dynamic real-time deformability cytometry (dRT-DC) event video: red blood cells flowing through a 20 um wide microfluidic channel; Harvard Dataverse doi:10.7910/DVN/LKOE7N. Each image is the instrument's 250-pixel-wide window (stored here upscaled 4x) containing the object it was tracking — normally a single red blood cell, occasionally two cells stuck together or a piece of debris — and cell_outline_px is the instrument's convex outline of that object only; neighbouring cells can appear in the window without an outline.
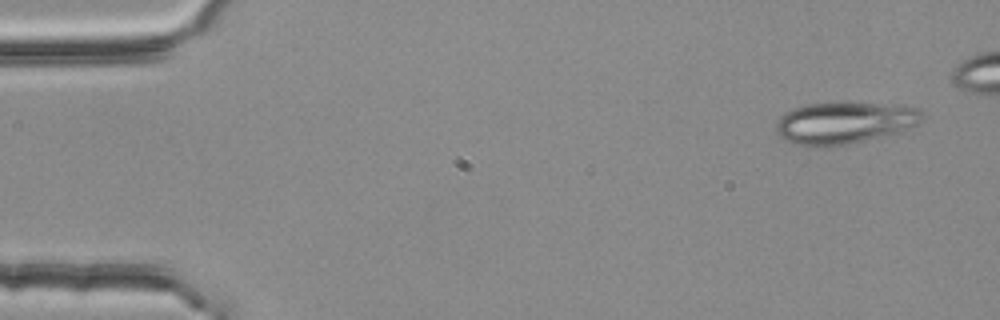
{"species": "common noctule bat (a hibernating species)", "species_latin": "Nyctalus noctula", "temperature_condition": "room temperature", "stored_images_in_passage": 47, "camera_frame_rate_fps": 3000, "um_per_image_px": 0.085, "animal": {"sex": "female", "body_mass_g": 25.1}, "frame": {"image": 1, "passage_image": 1, "time_ms": 0.0, "image_size_px": [1000, 320], "cell_outline_px": [[924, 120], [920, 124], [864, 140], [848, 144], [824, 148], [816, 148], [792, 144], [784, 140], [776, 132], [776, 120], [780, 116], [796, 108], [808, 104], [904, 104], [920, 108], [924, 116]], "centroid_in_image_um": [71.76, 10.46], "position_along_channel_um": 13.2, "area_um2": 35.43}}
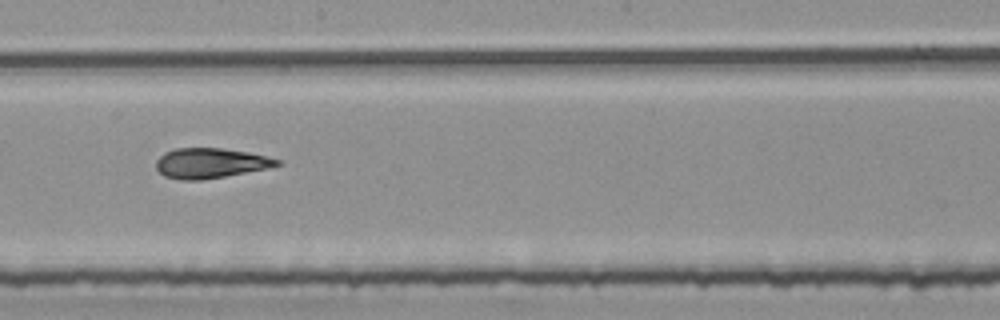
{"frame": {"image": 2, "passage_image": 28, "time_ms": 9.0, "image_size_px": [1000, 320], "cell_outline_px": [[284, 164], [268, 168], [224, 176], [200, 180], [180, 180], [164, 176], [156, 168], [156, 160], [164, 152], [176, 148], [220, 148], [248, 152], [268, 156], [284, 160]], "centroid_in_image_um": [17.92, 13.86], "position_along_channel_um": 230.3, "area_um2": 21.33}}
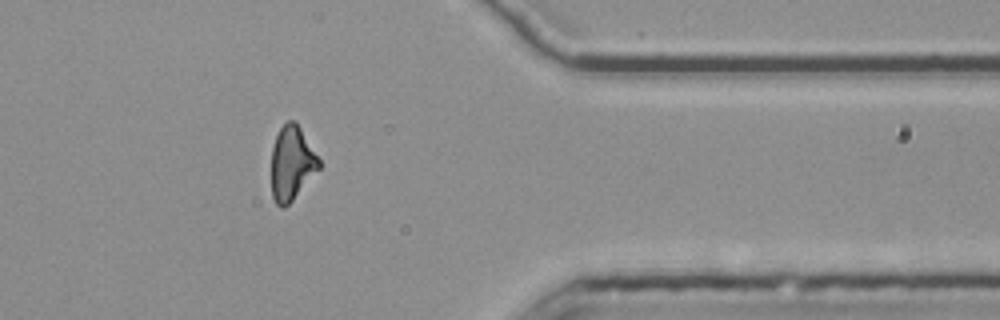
{"frame": {"image": 3, "passage_image": 42, "time_ms": 13.667, "image_size_px": [1000, 320], "cell_outline_px": [[320, 168], [292, 200], [284, 208], [280, 208], [276, 204], [272, 196], [272, 148], [276, 136], [280, 128], [288, 120], [296, 120], [320, 160]], "centroid_in_image_um": [24.8, 13.86], "position_along_channel_um": 386.6, "area_um2": 20.46}, "authors_computed_cell_mechanics": {"area_um2": 21.7906, "velocity_mm_per_s": 3.7526, "shape_relaxation_time_tau1_ms": null, "shape_relaxation_time_tau2_ms": 2.8583, "deformation_change_tau1": null, "deformation_change_tau2": 0.1049}}